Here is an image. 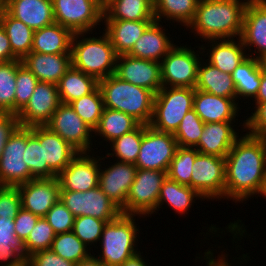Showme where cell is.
Masks as SVG:
<instances>
[{
	"mask_svg": "<svg viewBox=\"0 0 266 266\" xmlns=\"http://www.w3.org/2000/svg\"><path fill=\"white\" fill-rule=\"evenodd\" d=\"M32 134L43 145L44 163L59 175L79 153L57 133L45 125L32 126Z\"/></svg>",
	"mask_w": 266,
	"mask_h": 266,
	"instance_id": "obj_21",
	"label": "cell"
},
{
	"mask_svg": "<svg viewBox=\"0 0 266 266\" xmlns=\"http://www.w3.org/2000/svg\"><path fill=\"white\" fill-rule=\"evenodd\" d=\"M74 33L53 23L34 31L31 52L42 54H71V44Z\"/></svg>",
	"mask_w": 266,
	"mask_h": 266,
	"instance_id": "obj_28",
	"label": "cell"
},
{
	"mask_svg": "<svg viewBox=\"0 0 266 266\" xmlns=\"http://www.w3.org/2000/svg\"><path fill=\"white\" fill-rule=\"evenodd\" d=\"M108 167L105 170L100 168L98 186L122 210L126 205L137 167L135 164L118 160Z\"/></svg>",
	"mask_w": 266,
	"mask_h": 266,
	"instance_id": "obj_19",
	"label": "cell"
},
{
	"mask_svg": "<svg viewBox=\"0 0 266 266\" xmlns=\"http://www.w3.org/2000/svg\"><path fill=\"white\" fill-rule=\"evenodd\" d=\"M115 75L123 81L144 87L154 94L163 87L161 64L158 61L121 54L116 58Z\"/></svg>",
	"mask_w": 266,
	"mask_h": 266,
	"instance_id": "obj_16",
	"label": "cell"
},
{
	"mask_svg": "<svg viewBox=\"0 0 266 266\" xmlns=\"http://www.w3.org/2000/svg\"><path fill=\"white\" fill-rule=\"evenodd\" d=\"M103 20H155L153 0H107Z\"/></svg>",
	"mask_w": 266,
	"mask_h": 266,
	"instance_id": "obj_31",
	"label": "cell"
},
{
	"mask_svg": "<svg viewBox=\"0 0 266 266\" xmlns=\"http://www.w3.org/2000/svg\"><path fill=\"white\" fill-rule=\"evenodd\" d=\"M158 21H154L136 41L127 53L140 59L161 62L167 53L175 46ZM161 59V60H160Z\"/></svg>",
	"mask_w": 266,
	"mask_h": 266,
	"instance_id": "obj_26",
	"label": "cell"
},
{
	"mask_svg": "<svg viewBox=\"0 0 266 266\" xmlns=\"http://www.w3.org/2000/svg\"><path fill=\"white\" fill-rule=\"evenodd\" d=\"M88 248L72 231L56 234L51 250L67 261L78 263L91 256Z\"/></svg>",
	"mask_w": 266,
	"mask_h": 266,
	"instance_id": "obj_41",
	"label": "cell"
},
{
	"mask_svg": "<svg viewBox=\"0 0 266 266\" xmlns=\"http://www.w3.org/2000/svg\"><path fill=\"white\" fill-rule=\"evenodd\" d=\"M200 59L191 47L175 45L160 62L162 86L195 89Z\"/></svg>",
	"mask_w": 266,
	"mask_h": 266,
	"instance_id": "obj_9",
	"label": "cell"
},
{
	"mask_svg": "<svg viewBox=\"0 0 266 266\" xmlns=\"http://www.w3.org/2000/svg\"><path fill=\"white\" fill-rule=\"evenodd\" d=\"M17 187L22 208L39 217H45L60 200V184L57 177L32 179Z\"/></svg>",
	"mask_w": 266,
	"mask_h": 266,
	"instance_id": "obj_18",
	"label": "cell"
},
{
	"mask_svg": "<svg viewBox=\"0 0 266 266\" xmlns=\"http://www.w3.org/2000/svg\"><path fill=\"white\" fill-rule=\"evenodd\" d=\"M17 115L11 113H0V157L9 137L19 127Z\"/></svg>",
	"mask_w": 266,
	"mask_h": 266,
	"instance_id": "obj_54",
	"label": "cell"
},
{
	"mask_svg": "<svg viewBox=\"0 0 266 266\" xmlns=\"http://www.w3.org/2000/svg\"><path fill=\"white\" fill-rule=\"evenodd\" d=\"M87 33H74L71 44L72 67L95 77L98 81L115 74L117 54L106 33L85 38ZM81 40H78L80 39Z\"/></svg>",
	"mask_w": 266,
	"mask_h": 266,
	"instance_id": "obj_4",
	"label": "cell"
},
{
	"mask_svg": "<svg viewBox=\"0 0 266 266\" xmlns=\"http://www.w3.org/2000/svg\"><path fill=\"white\" fill-rule=\"evenodd\" d=\"M191 174V188L203 200L225 198V158L198 153Z\"/></svg>",
	"mask_w": 266,
	"mask_h": 266,
	"instance_id": "obj_13",
	"label": "cell"
},
{
	"mask_svg": "<svg viewBox=\"0 0 266 266\" xmlns=\"http://www.w3.org/2000/svg\"><path fill=\"white\" fill-rule=\"evenodd\" d=\"M21 61L39 81L56 85L72 66L71 54L30 52Z\"/></svg>",
	"mask_w": 266,
	"mask_h": 266,
	"instance_id": "obj_24",
	"label": "cell"
},
{
	"mask_svg": "<svg viewBox=\"0 0 266 266\" xmlns=\"http://www.w3.org/2000/svg\"><path fill=\"white\" fill-rule=\"evenodd\" d=\"M27 147V127L19 126L9 137L0 157V186L17 187L35 179L23 155Z\"/></svg>",
	"mask_w": 266,
	"mask_h": 266,
	"instance_id": "obj_12",
	"label": "cell"
},
{
	"mask_svg": "<svg viewBox=\"0 0 266 266\" xmlns=\"http://www.w3.org/2000/svg\"><path fill=\"white\" fill-rule=\"evenodd\" d=\"M21 208L18 187L0 186V217L15 218Z\"/></svg>",
	"mask_w": 266,
	"mask_h": 266,
	"instance_id": "obj_50",
	"label": "cell"
},
{
	"mask_svg": "<svg viewBox=\"0 0 266 266\" xmlns=\"http://www.w3.org/2000/svg\"><path fill=\"white\" fill-rule=\"evenodd\" d=\"M39 218V216L34 215L32 212L21 208L18 215L14 218L15 234L25 241Z\"/></svg>",
	"mask_w": 266,
	"mask_h": 266,
	"instance_id": "obj_53",
	"label": "cell"
},
{
	"mask_svg": "<svg viewBox=\"0 0 266 266\" xmlns=\"http://www.w3.org/2000/svg\"><path fill=\"white\" fill-rule=\"evenodd\" d=\"M166 178L167 171L137 169L122 214L142 217L156 212L160 189Z\"/></svg>",
	"mask_w": 266,
	"mask_h": 266,
	"instance_id": "obj_8",
	"label": "cell"
},
{
	"mask_svg": "<svg viewBox=\"0 0 266 266\" xmlns=\"http://www.w3.org/2000/svg\"><path fill=\"white\" fill-rule=\"evenodd\" d=\"M18 60L12 52L9 38L0 23V62Z\"/></svg>",
	"mask_w": 266,
	"mask_h": 266,
	"instance_id": "obj_55",
	"label": "cell"
},
{
	"mask_svg": "<svg viewBox=\"0 0 266 266\" xmlns=\"http://www.w3.org/2000/svg\"><path fill=\"white\" fill-rule=\"evenodd\" d=\"M155 20H104L108 35L117 55L127 54L140 36Z\"/></svg>",
	"mask_w": 266,
	"mask_h": 266,
	"instance_id": "obj_27",
	"label": "cell"
},
{
	"mask_svg": "<svg viewBox=\"0 0 266 266\" xmlns=\"http://www.w3.org/2000/svg\"><path fill=\"white\" fill-rule=\"evenodd\" d=\"M231 77L236 87L237 98H255L258 94L261 80L259 60L247 57L232 72Z\"/></svg>",
	"mask_w": 266,
	"mask_h": 266,
	"instance_id": "obj_36",
	"label": "cell"
},
{
	"mask_svg": "<svg viewBox=\"0 0 266 266\" xmlns=\"http://www.w3.org/2000/svg\"><path fill=\"white\" fill-rule=\"evenodd\" d=\"M106 222L92 216H78L74 218L72 232L86 245L97 244Z\"/></svg>",
	"mask_w": 266,
	"mask_h": 266,
	"instance_id": "obj_48",
	"label": "cell"
},
{
	"mask_svg": "<svg viewBox=\"0 0 266 266\" xmlns=\"http://www.w3.org/2000/svg\"><path fill=\"white\" fill-rule=\"evenodd\" d=\"M55 235L56 234L45 217H40L35 227L24 241L26 260L36 252L50 249Z\"/></svg>",
	"mask_w": 266,
	"mask_h": 266,
	"instance_id": "obj_47",
	"label": "cell"
},
{
	"mask_svg": "<svg viewBox=\"0 0 266 266\" xmlns=\"http://www.w3.org/2000/svg\"><path fill=\"white\" fill-rule=\"evenodd\" d=\"M238 107L235 99L195 89L193 109L204 123L235 122Z\"/></svg>",
	"mask_w": 266,
	"mask_h": 266,
	"instance_id": "obj_23",
	"label": "cell"
},
{
	"mask_svg": "<svg viewBox=\"0 0 266 266\" xmlns=\"http://www.w3.org/2000/svg\"><path fill=\"white\" fill-rule=\"evenodd\" d=\"M144 134V124H140L135 130L116 138L111 142V150L113 153L106 154L115 155L121 162L135 164L139 155L142 137Z\"/></svg>",
	"mask_w": 266,
	"mask_h": 266,
	"instance_id": "obj_40",
	"label": "cell"
},
{
	"mask_svg": "<svg viewBox=\"0 0 266 266\" xmlns=\"http://www.w3.org/2000/svg\"><path fill=\"white\" fill-rule=\"evenodd\" d=\"M16 60L0 62V113L15 115Z\"/></svg>",
	"mask_w": 266,
	"mask_h": 266,
	"instance_id": "obj_44",
	"label": "cell"
},
{
	"mask_svg": "<svg viewBox=\"0 0 266 266\" xmlns=\"http://www.w3.org/2000/svg\"><path fill=\"white\" fill-rule=\"evenodd\" d=\"M204 125L195 110H189L173 134L178 146L194 148L200 140Z\"/></svg>",
	"mask_w": 266,
	"mask_h": 266,
	"instance_id": "obj_45",
	"label": "cell"
},
{
	"mask_svg": "<svg viewBox=\"0 0 266 266\" xmlns=\"http://www.w3.org/2000/svg\"><path fill=\"white\" fill-rule=\"evenodd\" d=\"M255 112H252V115L247 118L243 125L248 134L262 137L266 134V102L263 103H255Z\"/></svg>",
	"mask_w": 266,
	"mask_h": 266,
	"instance_id": "obj_51",
	"label": "cell"
},
{
	"mask_svg": "<svg viewBox=\"0 0 266 266\" xmlns=\"http://www.w3.org/2000/svg\"><path fill=\"white\" fill-rule=\"evenodd\" d=\"M266 182V146L261 137L245 133L225 157V198L236 202L261 195Z\"/></svg>",
	"mask_w": 266,
	"mask_h": 266,
	"instance_id": "obj_1",
	"label": "cell"
},
{
	"mask_svg": "<svg viewBox=\"0 0 266 266\" xmlns=\"http://www.w3.org/2000/svg\"><path fill=\"white\" fill-rule=\"evenodd\" d=\"M23 160L35 179L57 177L48 167V163H44L43 145H40L39 140L32 134V126L27 127V147Z\"/></svg>",
	"mask_w": 266,
	"mask_h": 266,
	"instance_id": "obj_42",
	"label": "cell"
},
{
	"mask_svg": "<svg viewBox=\"0 0 266 266\" xmlns=\"http://www.w3.org/2000/svg\"><path fill=\"white\" fill-rule=\"evenodd\" d=\"M61 104L56 84L39 81L26 106L17 114L19 125H45Z\"/></svg>",
	"mask_w": 266,
	"mask_h": 266,
	"instance_id": "obj_15",
	"label": "cell"
},
{
	"mask_svg": "<svg viewBox=\"0 0 266 266\" xmlns=\"http://www.w3.org/2000/svg\"><path fill=\"white\" fill-rule=\"evenodd\" d=\"M0 262H4L0 266H27L24 241L15 234L14 218L0 217Z\"/></svg>",
	"mask_w": 266,
	"mask_h": 266,
	"instance_id": "obj_32",
	"label": "cell"
},
{
	"mask_svg": "<svg viewBox=\"0 0 266 266\" xmlns=\"http://www.w3.org/2000/svg\"><path fill=\"white\" fill-rule=\"evenodd\" d=\"M55 22L73 33L92 32L103 22L104 4L101 0H52Z\"/></svg>",
	"mask_w": 266,
	"mask_h": 266,
	"instance_id": "obj_7",
	"label": "cell"
},
{
	"mask_svg": "<svg viewBox=\"0 0 266 266\" xmlns=\"http://www.w3.org/2000/svg\"><path fill=\"white\" fill-rule=\"evenodd\" d=\"M134 217L135 215L121 214L104 225L100 239L102 253L99 258L96 256L104 266H120L138 252L136 243L139 236L137 233L140 231Z\"/></svg>",
	"mask_w": 266,
	"mask_h": 266,
	"instance_id": "obj_5",
	"label": "cell"
},
{
	"mask_svg": "<svg viewBox=\"0 0 266 266\" xmlns=\"http://www.w3.org/2000/svg\"><path fill=\"white\" fill-rule=\"evenodd\" d=\"M74 218L71 211L61 200L55 203L45 216V219L48 221L55 234L71 232Z\"/></svg>",
	"mask_w": 266,
	"mask_h": 266,
	"instance_id": "obj_49",
	"label": "cell"
},
{
	"mask_svg": "<svg viewBox=\"0 0 266 266\" xmlns=\"http://www.w3.org/2000/svg\"><path fill=\"white\" fill-rule=\"evenodd\" d=\"M4 9L33 31L55 23L52 0H4Z\"/></svg>",
	"mask_w": 266,
	"mask_h": 266,
	"instance_id": "obj_22",
	"label": "cell"
},
{
	"mask_svg": "<svg viewBox=\"0 0 266 266\" xmlns=\"http://www.w3.org/2000/svg\"><path fill=\"white\" fill-rule=\"evenodd\" d=\"M98 86L99 81L95 77L72 66L57 84L61 103L65 104L92 93Z\"/></svg>",
	"mask_w": 266,
	"mask_h": 266,
	"instance_id": "obj_33",
	"label": "cell"
},
{
	"mask_svg": "<svg viewBox=\"0 0 266 266\" xmlns=\"http://www.w3.org/2000/svg\"><path fill=\"white\" fill-rule=\"evenodd\" d=\"M203 64L200 62L198 67L195 89L237 101L236 87L231 74L222 72L207 63V60L206 64L205 62Z\"/></svg>",
	"mask_w": 266,
	"mask_h": 266,
	"instance_id": "obj_30",
	"label": "cell"
},
{
	"mask_svg": "<svg viewBox=\"0 0 266 266\" xmlns=\"http://www.w3.org/2000/svg\"><path fill=\"white\" fill-rule=\"evenodd\" d=\"M200 0H153L155 21L161 18L187 26L193 21Z\"/></svg>",
	"mask_w": 266,
	"mask_h": 266,
	"instance_id": "obj_38",
	"label": "cell"
},
{
	"mask_svg": "<svg viewBox=\"0 0 266 266\" xmlns=\"http://www.w3.org/2000/svg\"><path fill=\"white\" fill-rule=\"evenodd\" d=\"M246 1V2H245ZM249 0H200L187 28L203 40L240 38ZM194 30V31H193ZM238 36V38H237Z\"/></svg>",
	"mask_w": 266,
	"mask_h": 266,
	"instance_id": "obj_2",
	"label": "cell"
},
{
	"mask_svg": "<svg viewBox=\"0 0 266 266\" xmlns=\"http://www.w3.org/2000/svg\"><path fill=\"white\" fill-rule=\"evenodd\" d=\"M99 88L104 108L124 112L140 124L151 123L155 97L152 91L123 81L115 74L99 80Z\"/></svg>",
	"mask_w": 266,
	"mask_h": 266,
	"instance_id": "obj_3",
	"label": "cell"
},
{
	"mask_svg": "<svg viewBox=\"0 0 266 266\" xmlns=\"http://www.w3.org/2000/svg\"><path fill=\"white\" fill-rule=\"evenodd\" d=\"M0 23L3 26L13 55L23 60L32 49L34 31L20 20L12 17L5 9L2 10Z\"/></svg>",
	"mask_w": 266,
	"mask_h": 266,
	"instance_id": "obj_34",
	"label": "cell"
},
{
	"mask_svg": "<svg viewBox=\"0 0 266 266\" xmlns=\"http://www.w3.org/2000/svg\"><path fill=\"white\" fill-rule=\"evenodd\" d=\"M3 9H4V0H0V16Z\"/></svg>",
	"mask_w": 266,
	"mask_h": 266,
	"instance_id": "obj_61",
	"label": "cell"
},
{
	"mask_svg": "<svg viewBox=\"0 0 266 266\" xmlns=\"http://www.w3.org/2000/svg\"><path fill=\"white\" fill-rule=\"evenodd\" d=\"M255 103L266 102V72L261 70V80L258 94L254 98Z\"/></svg>",
	"mask_w": 266,
	"mask_h": 266,
	"instance_id": "obj_57",
	"label": "cell"
},
{
	"mask_svg": "<svg viewBox=\"0 0 266 266\" xmlns=\"http://www.w3.org/2000/svg\"><path fill=\"white\" fill-rule=\"evenodd\" d=\"M39 80L32 72L16 60V92H15V115H17L29 102Z\"/></svg>",
	"mask_w": 266,
	"mask_h": 266,
	"instance_id": "obj_46",
	"label": "cell"
},
{
	"mask_svg": "<svg viewBox=\"0 0 266 266\" xmlns=\"http://www.w3.org/2000/svg\"><path fill=\"white\" fill-rule=\"evenodd\" d=\"M194 94L193 88L163 86L155 94L149 125L157 131L174 134L187 112L193 109Z\"/></svg>",
	"mask_w": 266,
	"mask_h": 266,
	"instance_id": "obj_6",
	"label": "cell"
},
{
	"mask_svg": "<svg viewBox=\"0 0 266 266\" xmlns=\"http://www.w3.org/2000/svg\"><path fill=\"white\" fill-rule=\"evenodd\" d=\"M234 40V38L207 40L211 41L210 44L212 43L209 59H207L208 63L224 73L232 74L237 66L249 56L245 53L246 50H244L245 47L241 39L238 38L239 41Z\"/></svg>",
	"mask_w": 266,
	"mask_h": 266,
	"instance_id": "obj_29",
	"label": "cell"
},
{
	"mask_svg": "<svg viewBox=\"0 0 266 266\" xmlns=\"http://www.w3.org/2000/svg\"><path fill=\"white\" fill-rule=\"evenodd\" d=\"M232 122L205 123L198 144L194 147L199 153L225 158L239 138Z\"/></svg>",
	"mask_w": 266,
	"mask_h": 266,
	"instance_id": "obj_25",
	"label": "cell"
},
{
	"mask_svg": "<svg viewBox=\"0 0 266 266\" xmlns=\"http://www.w3.org/2000/svg\"><path fill=\"white\" fill-rule=\"evenodd\" d=\"M60 200L74 217L92 216L106 223L117 219L121 209L98 187L88 191L60 190Z\"/></svg>",
	"mask_w": 266,
	"mask_h": 266,
	"instance_id": "obj_11",
	"label": "cell"
},
{
	"mask_svg": "<svg viewBox=\"0 0 266 266\" xmlns=\"http://www.w3.org/2000/svg\"><path fill=\"white\" fill-rule=\"evenodd\" d=\"M69 105L88 127L93 131L97 128L104 109L103 96L99 86L92 93L75 99Z\"/></svg>",
	"mask_w": 266,
	"mask_h": 266,
	"instance_id": "obj_39",
	"label": "cell"
},
{
	"mask_svg": "<svg viewBox=\"0 0 266 266\" xmlns=\"http://www.w3.org/2000/svg\"><path fill=\"white\" fill-rule=\"evenodd\" d=\"M240 39L245 49L251 47L254 54L252 58L258 59L266 53V0H249L243 16V25ZM248 46V47H247ZM258 55V56H257Z\"/></svg>",
	"mask_w": 266,
	"mask_h": 266,
	"instance_id": "obj_20",
	"label": "cell"
},
{
	"mask_svg": "<svg viewBox=\"0 0 266 266\" xmlns=\"http://www.w3.org/2000/svg\"><path fill=\"white\" fill-rule=\"evenodd\" d=\"M45 126L57 133L78 152L91 151L90 145H93L91 137L94 131L69 104L61 103Z\"/></svg>",
	"mask_w": 266,
	"mask_h": 266,
	"instance_id": "obj_14",
	"label": "cell"
},
{
	"mask_svg": "<svg viewBox=\"0 0 266 266\" xmlns=\"http://www.w3.org/2000/svg\"><path fill=\"white\" fill-rule=\"evenodd\" d=\"M205 253V258L204 259H207L206 261L207 262V265L208 266H231V264L228 263V260H225L227 257L225 254L221 256H219V258L216 260L214 259V256H213V252L211 251H207V252H204Z\"/></svg>",
	"mask_w": 266,
	"mask_h": 266,
	"instance_id": "obj_56",
	"label": "cell"
},
{
	"mask_svg": "<svg viewBox=\"0 0 266 266\" xmlns=\"http://www.w3.org/2000/svg\"><path fill=\"white\" fill-rule=\"evenodd\" d=\"M198 153L196 148L178 147L167 170V177L191 187L192 166Z\"/></svg>",
	"mask_w": 266,
	"mask_h": 266,
	"instance_id": "obj_43",
	"label": "cell"
},
{
	"mask_svg": "<svg viewBox=\"0 0 266 266\" xmlns=\"http://www.w3.org/2000/svg\"><path fill=\"white\" fill-rule=\"evenodd\" d=\"M87 154L89 153L79 152L70 164L57 175L60 190L84 192L98 187L99 172L102 167L100 160L103 158L100 157V159L99 156L95 158Z\"/></svg>",
	"mask_w": 266,
	"mask_h": 266,
	"instance_id": "obj_17",
	"label": "cell"
},
{
	"mask_svg": "<svg viewBox=\"0 0 266 266\" xmlns=\"http://www.w3.org/2000/svg\"><path fill=\"white\" fill-rule=\"evenodd\" d=\"M261 138L263 139L265 146H266V134H264Z\"/></svg>",
	"mask_w": 266,
	"mask_h": 266,
	"instance_id": "obj_63",
	"label": "cell"
},
{
	"mask_svg": "<svg viewBox=\"0 0 266 266\" xmlns=\"http://www.w3.org/2000/svg\"><path fill=\"white\" fill-rule=\"evenodd\" d=\"M27 266H74L73 262L58 256L51 249L36 252L26 260Z\"/></svg>",
	"mask_w": 266,
	"mask_h": 266,
	"instance_id": "obj_52",
	"label": "cell"
},
{
	"mask_svg": "<svg viewBox=\"0 0 266 266\" xmlns=\"http://www.w3.org/2000/svg\"><path fill=\"white\" fill-rule=\"evenodd\" d=\"M258 60L261 70L266 72V53L259 57Z\"/></svg>",
	"mask_w": 266,
	"mask_h": 266,
	"instance_id": "obj_60",
	"label": "cell"
},
{
	"mask_svg": "<svg viewBox=\"0 0 266 266\" xmlns=\"http://www.w3.org/2000/svg\"><path fill=\"white\" fill-rule=\"evenodd\" d=\"M178 143L171 133L160 132L144 125V134L135 166L137 169L167 171Z\"/></svg>",
	"mask_w": 266,
	"mask_h": 266,
	"instance_id": "obj_10",
	"label": "cell"
},
{
	"mask_svg": "<svg viewBox=\"0 0 266 266\" xmlns=\"http://www.w3.org/2000/svg\"><path fill=\"white\" fill-rule=\"evenodd\" d=\"M194 198H202L193 188L179 184L168 177L163 181L158 197L157 211L162 204L168 203L172 207L171 210L178 212V214H185L191 208Z\"/></svg>",
	"mask_w": 266,
	"mask_h": 266,
	"instance_id": "obj_37",
	"label": "cell"
},
{
	"mask_svg": "<svg viewBox=\"0 0 266 266\" xmlns=\"http://www.w3.org/2000/svg\"><path fill=\"white\" fill-rule=\"evenodd\" d=\"M120 266H147L140 251L125 260ZM149 266V265H148Z\"/></svg>",
	"mask_w": 266,
	"mask_h": 266,
	"instance_id": "obj_58",
	"label": "cell"
},
{
	"mask_svg": "<svg viewBox=\"0 0 266 266\" xmlns=\"http://www.w3.org/2000/svg\"><path fill=\"white\" fill-rule=\"evenodd\" d=\"M74 266H104L102 262H100L95 255H91L89 258L82 260L78 263H75Z\"/></svg>",
	"mask_w": 266,
	"mask_h": 266,
	"instance_id": "obj_59",
	"label": "cell"
},
{
	"mask_svg": "<svg viewBox=\"0 0 266 266\" xmlns=\"http://www.w3.org/2000/svg\"><path fill=\"white\" fill-rule=\"evenodd\" d=\"M140 123L132 116L124 112L104 108L97 128L94 130L95 135L104 137L105 141L112 142L118 137L135 130Z\"/></svg>",
	"mask_w": 266,
	"mask_h": 266,
	"instance_id": "obj_35",
	"label": "cell"
},
{
	"mask_svg": "<svg viewBox=\"0 0 266 266\" xmlns=\"http://www.w3.org/2000/svg\"><path fill=\"white\" fill-rule=\"evenodd\" d=\"M262 195L266 198V182H265V187H264Z\"/></svg>",
	"mask_w": 266,
	"mask_h": 266,
	"instance_id": "obj_62",
	"label": "cell"
}]
</instances>
